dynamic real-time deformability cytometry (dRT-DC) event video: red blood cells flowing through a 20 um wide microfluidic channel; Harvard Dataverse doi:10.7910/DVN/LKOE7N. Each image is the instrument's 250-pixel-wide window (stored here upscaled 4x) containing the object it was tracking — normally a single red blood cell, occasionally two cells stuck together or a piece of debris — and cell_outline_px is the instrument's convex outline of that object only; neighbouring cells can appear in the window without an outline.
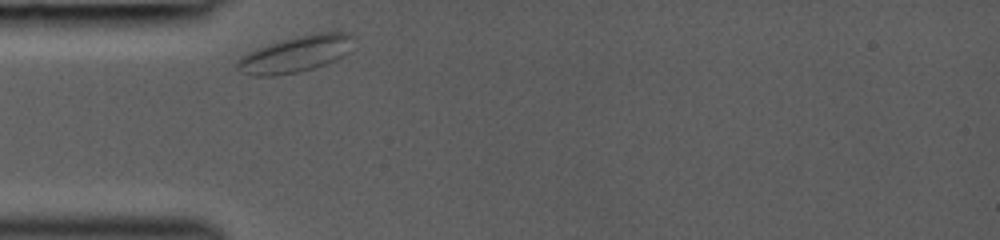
{"species": "common noctule bat (a hibernating species)", "species_latin": "Nyctalus noctula", "temperature_condition": "room temperature", "stored_images_in_passage": 11, "camera_frame_rate_fps": 3000, "um_per_image_px": 0.085, "animal": {"sex": "female", "body_mass_g": 19.0, "forearm_length_mm": 53.3}, "frame": {"image": 1, "passage_image": 1, "time_ms": 0.0, "image_size_px": [1000, 240], "cell_outline_px": [[348, 36], [344, 52], [340, 56], [324, 64], [300, 72], [276, 76], [252, 76], [240, 72], [236, 68], [236, 60], [240, 56], [256, 48], [280, 40], [296, 36], [320, 32], [348, 32]], "centroid_in_image_um": [24.91, 4.63], "position_along_channel_um": 60.1, "area_um2": 23.93}}
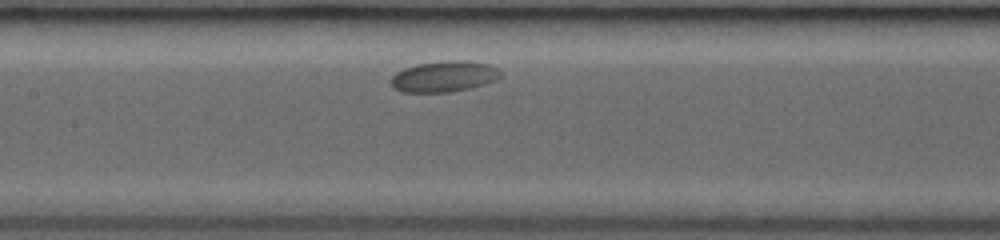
{"frame": {"image": 2, "passage_image": 7, "time_ms": 3.0, "image_size_px": [1000, 240], "cell_outline_px": [[500, 76], [496, 80], [472, 88], [448, 92], [400, 92], [392, 88], [392, 76], [396, 72], [404, 68], [416, 64], [448, 60], [468, 60], [488, 64], [496, 68], [500, 72]], "centroid_in_image_um": [37.73, 6.5], "position_along_channel_um": 169.7, "area_um2": 19.83}}
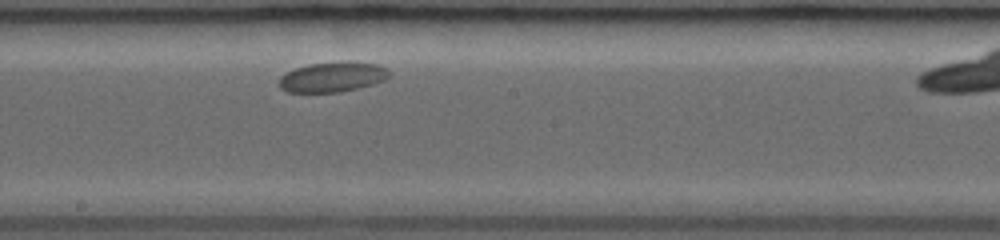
{"frame": {"image": 3, "passage_image": 10, "time_ms": 4.333, "image_size_px": [1000, 240], "cell_outline_px": [[388, 76], [384, 80], [372, 84], [340, 92], [288, 92], [280, 88], [276, 84], [280, 76], [296, 68], [308, 64], [376, 64], [384, 68], [388, 72]], "centroid_in_image_um": [28.14, 6.6], "position_along_channel_um": 220.1, "area_um2": 18.32}}